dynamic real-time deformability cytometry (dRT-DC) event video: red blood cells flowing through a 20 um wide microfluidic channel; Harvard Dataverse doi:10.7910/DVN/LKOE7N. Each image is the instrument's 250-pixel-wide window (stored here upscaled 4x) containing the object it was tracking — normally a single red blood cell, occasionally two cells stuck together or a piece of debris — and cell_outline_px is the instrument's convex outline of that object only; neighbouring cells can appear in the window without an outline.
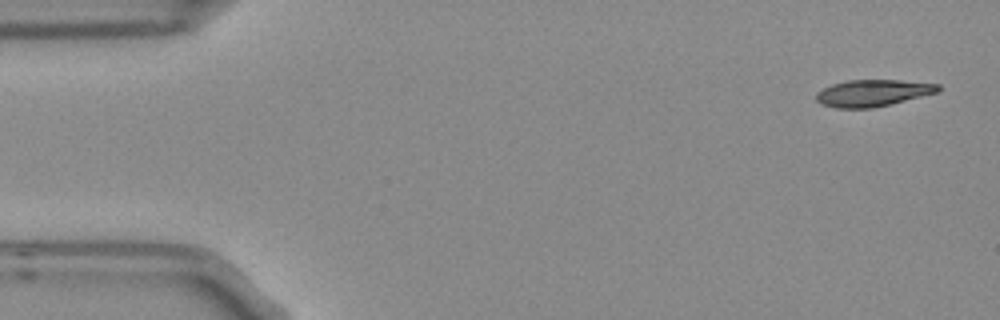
{"species": "Egyptian fruit bat (a non-hibernating species)", "species_latin": "Rousettus aegyptiacus", "temperature_condition": "room temperature", "stored_images_in_passage": 4, "camera_frame_rate_fps": 3000, "um_per_image_px": 0.085, "frame": {"image": 1, "passage_image": 1, "time_ms": 0.0, "image_size_px": [1000, 320], "cell_outline_px": [[940, 92], [872, 108], [836, 108], [820, 104], [816, 100], [816, 92], [832, 84], [848, 80], [900, 80], [940, 84]], "centroid_in_image_um": [74.19, 7.9], "position_along_channel_um": 10.8, "area_um2": 19.02}}
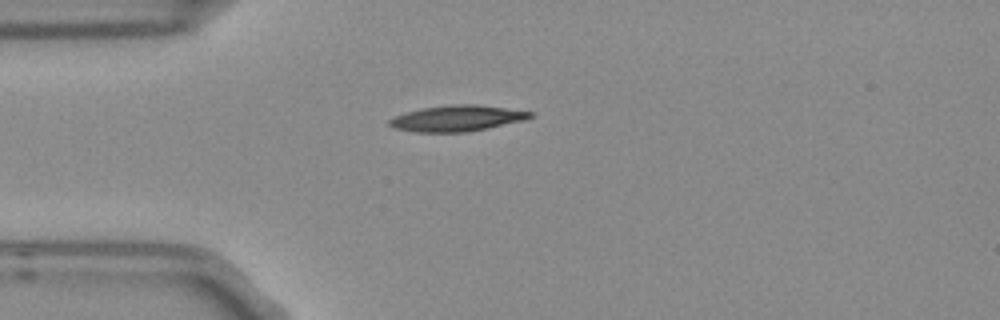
{"frame": {"image": 2, "passage_image": 4, "time_ms": 1.0, "image_size_px": [1000, 320], "cell_outline_px": [[532, 116], [524, 120], [464, 132], [416, 132], [392, 128], [388, 124], [388, 120], [396, 116], [420, 108], [452, 104], [476, 104], [532, 112]], "centroid_in_image_um": [38.78, 10.05], "position_along_channel_um": 46.2, "area_um2": 20.92}}